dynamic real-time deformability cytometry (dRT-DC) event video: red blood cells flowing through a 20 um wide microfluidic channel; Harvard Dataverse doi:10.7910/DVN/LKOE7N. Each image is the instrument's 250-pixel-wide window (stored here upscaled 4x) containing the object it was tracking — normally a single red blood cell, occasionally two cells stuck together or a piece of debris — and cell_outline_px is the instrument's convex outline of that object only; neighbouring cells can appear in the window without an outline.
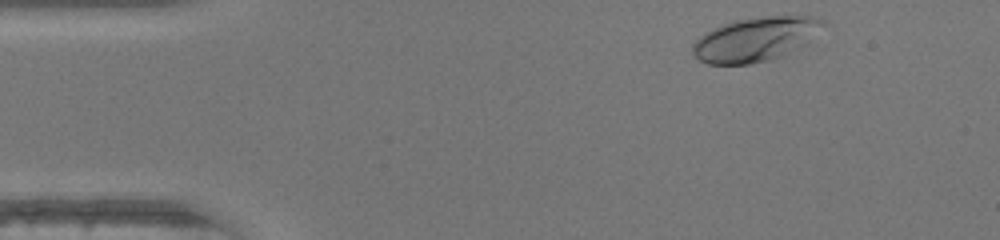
{"species": "human", "species_latin": "Homo sapiens", "temperature_condition": "warm", "stored_images_in_passage": 34, "camera_frame_rate_fps": 3000, "um_per_image_px": 0.085, "donor": {"sex": "female"}, "frame": {"image": 1, "passage_image": 2, "time_ms": 0.333, "image_size_px": [1000, 240], "cell_outline_px": [[828, 24], [808, 44], [800, 48], [772, 60], [748, 64], [708, 64], [692, 56], [692, 44], [704, 32], [724, 24], [736, 20], [764, 16], [812, 16], [824, 20]], "centroid_in_image_um": [64.27, 3.34], "position_along_channel_um": 20.7, "area_um2": 34.04}}
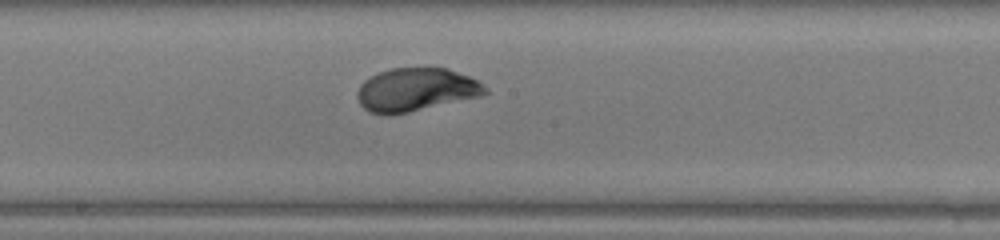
{"frame": {"image": 2, "passage_image": 21, "time_ms": 6.667, "image_size_px": [1000, 240], "cell_outline_px": [[488, 92], [480, 96], [408, 112], [388, 116], [384, 116], [368, 112], [360, 104], [356, 96], [356, 92], [360, 84], [364, 80], [380, 72], [392, 68], [448, 68], [468, 76], [476, 80], [488, 88]], "centroid_in_image_um": [35.31, 7.64], "position_along_channel_um": 212.9, "area_um2": 32.19}}
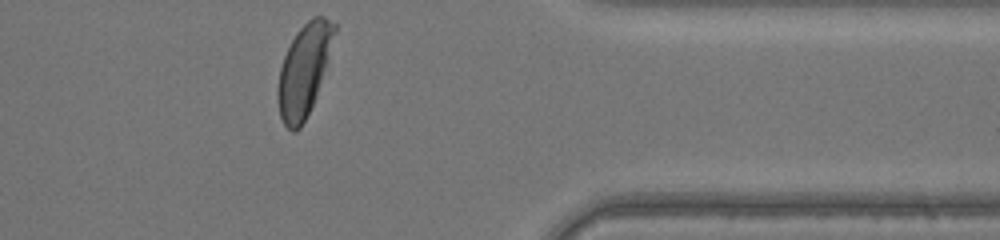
{"frame": {"image": 3, "passage_image": 34, "time_ms": 11.0, "image_size_px": [1000, 240], "cell_outline_px": [[336, 32], [328, 60], [312, 104], [300, 128], [296, 132], [292, 132], [284, 124], [280, 116], [276, 96], [276, 88], [280, 68], [284, 56], [296, 32], [312, 16], [324, 16], [336, 24]], "centroid_in_image_um": [25.82, 5.94], "position_along_channel_um": 385.6, "area_um2": 29.94}, "authors_computed_cell_mechanics": {"area_um2": 32.368, "velocity_mm_per_s": 4.4089, "shape_relaxation_time_tau1_ms": 4.0591, "shape_relaxation_time_tau2_ms": null, "deformation_change_tau1": 0.2083, "deformation_change_tau2": null}}